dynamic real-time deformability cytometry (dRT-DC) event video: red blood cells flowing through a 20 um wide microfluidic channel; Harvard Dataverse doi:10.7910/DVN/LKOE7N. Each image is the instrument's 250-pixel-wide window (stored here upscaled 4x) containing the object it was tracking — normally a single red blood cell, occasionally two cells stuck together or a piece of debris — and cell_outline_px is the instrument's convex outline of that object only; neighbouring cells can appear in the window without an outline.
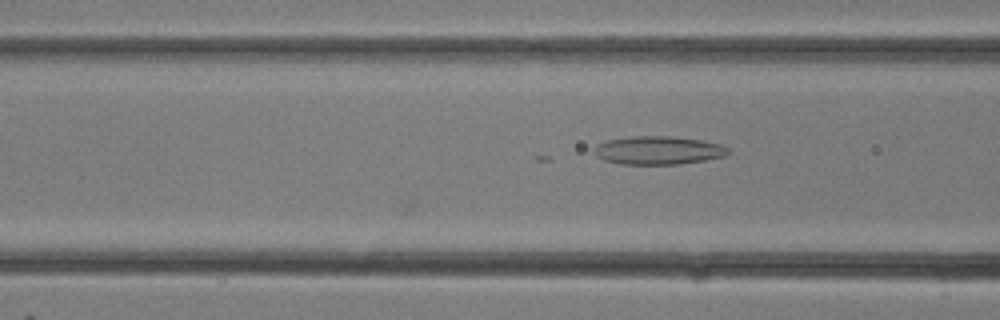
{"species": "common noctule bat (a hibernating species)", "species_latin": "Nyctalus noctula", "temperature_condition": "room temperature", "stored_images_in_passage": 5, "camera_frame_rate_fps": 3000, "um_per_image_px": 0.085, "animal": {"sex": "female"}, "frame": {"image": 1, "passage_image": 5, "time_ms": 1.333, "image_size_px": [1000, 320], "cell_outline_px": [[732, 152], [724, 156], [704, 160], [680, 164], [620, 164], [604, 160], [596, 156], [592, 152], [592, 148], [596, 144], [608, 140], [628, 136], [672, 136], [700, 140], [720, 144], [728, 148]], "centroid_in_image_um": [55.91, 12.77], "position_along_channel_um": 110.7, "area_um2": 22.31}}